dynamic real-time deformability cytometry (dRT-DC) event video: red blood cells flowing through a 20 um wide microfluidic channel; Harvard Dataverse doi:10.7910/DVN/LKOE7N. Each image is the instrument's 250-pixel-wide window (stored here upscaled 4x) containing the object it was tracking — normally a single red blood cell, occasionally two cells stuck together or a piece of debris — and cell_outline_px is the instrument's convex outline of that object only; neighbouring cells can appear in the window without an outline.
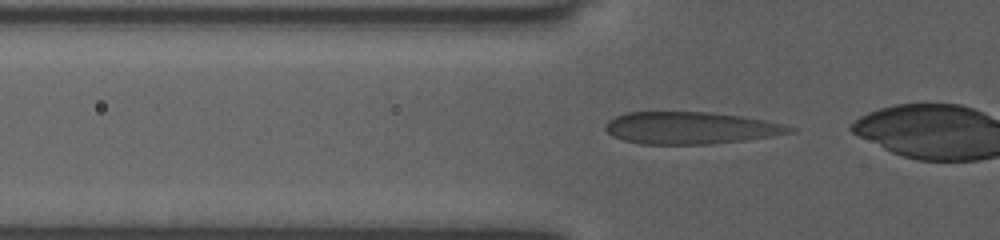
{"species": "human", "species_latin": "Homo sapiens", "temperature_condition": "room temperature", "stored_images_in_passage": 19, "camera_frame_rate_fps": 3000, "um_per_image_px": 0.085, "donor": {"sex": "female"}, "frame": {"image": 1, "passage_image": 10, "time_ms": 3.0, "image_size_px": [1000, 240], "cell_outline_px": [[796, 132], [748, 140], [712, 144], [640, 144], [624, 140], [612, 136], [604, 128], [604, 124], [608, 120], [624, 112], [712, 112], [740, 116], [764, 120], [784, 124], [796, 128]], "centroid_in_image_um": [58.71, 10.88], "position_along_channel_um": 67.1, "area_um2": 34.8}}
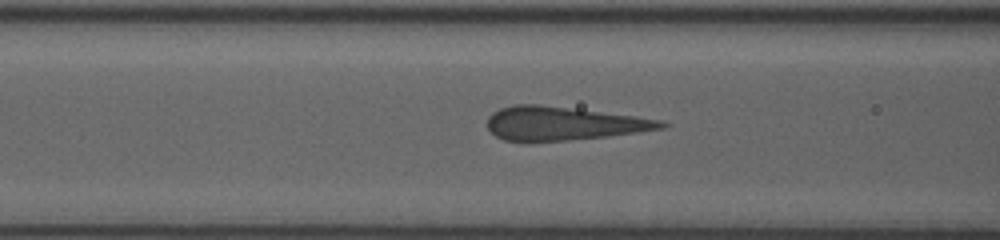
{"frame": {"image": 2, "passage_image": 14, "time_ms": 4.333, "image_size_px": [1000, 240], "cell_outline_px": [[672, 124], [664, 128], [636, 132], [604, 136], [568, 140], [528, 144], [504, 140], [496, 136], [488, 128], [488, 116], [492, 112], [500, 108], [516, 104], [540, 104], [632, 116], [660, 120]], "centroid_in_image_um": [47.79, 10.52], "position_along_channel_um": 118.8, "area_um2": 34.22}}
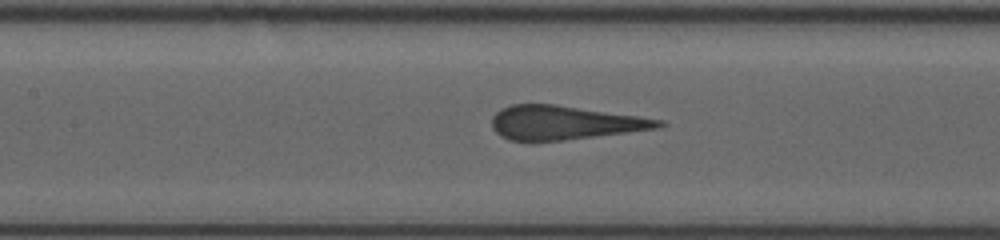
{"frame": {"image": 3, "passage_image": 17, "time_ms": 5.333, "image_size_px": [1000, 240], "cell_outline_px": [[668, 124], [660, 128], [564, 140], [508, 140], [500, 136], [492, 128], [492, 116], [500, 108], [512, 104], [556, 104], [640, 116], [664, 120]], "centroid_in_image_um": [48.0, 10.41], "position_along_channel_um": 159.4, "area_um2": 33.0}}